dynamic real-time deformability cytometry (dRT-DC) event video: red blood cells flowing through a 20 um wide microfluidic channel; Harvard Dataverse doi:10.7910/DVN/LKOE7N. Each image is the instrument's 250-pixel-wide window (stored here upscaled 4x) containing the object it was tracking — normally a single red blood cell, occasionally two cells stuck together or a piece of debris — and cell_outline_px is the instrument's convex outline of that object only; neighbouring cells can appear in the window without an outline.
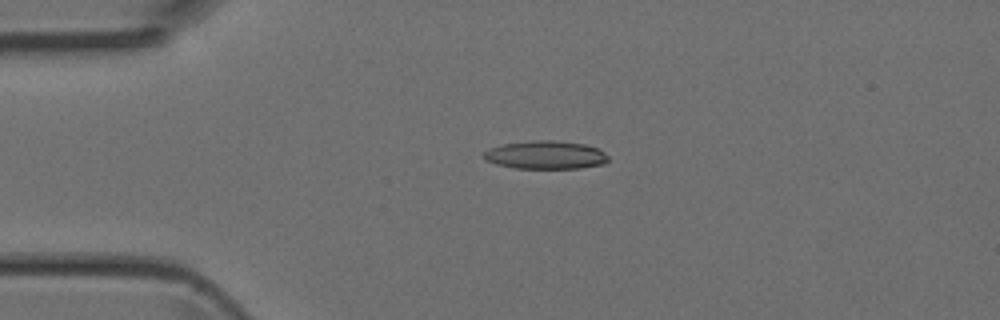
{"species": "Egyptian fruit bat (a non-hibernating species)", "species_latin": "Rousettus aegyptiacus", "temperature_condition": "room temperature", "stored_images_in_passage": 2, "camera_frame_rate_fps": 3000, "um_per_image_px": 0.085, "animal": {"sex": "female"}, "frame": {"image": 1, "passage_image": 1, "time_ms": 0.0, "image_size_px": [1000, 320], "cell_outline_px": [[608, 160], [604, 164], [580, 168], [512, 168], [496, 164], [484, 160], [484, 152], [488, 148], [500, 144], [532, 140], [556, 140], [584, 144], [596, 148], [604, 152], [608, 156]], "centroid_in_image_um": [46.34, 13.16], "position_along_channel_um": 38.7, "area_um2": 20.63}}